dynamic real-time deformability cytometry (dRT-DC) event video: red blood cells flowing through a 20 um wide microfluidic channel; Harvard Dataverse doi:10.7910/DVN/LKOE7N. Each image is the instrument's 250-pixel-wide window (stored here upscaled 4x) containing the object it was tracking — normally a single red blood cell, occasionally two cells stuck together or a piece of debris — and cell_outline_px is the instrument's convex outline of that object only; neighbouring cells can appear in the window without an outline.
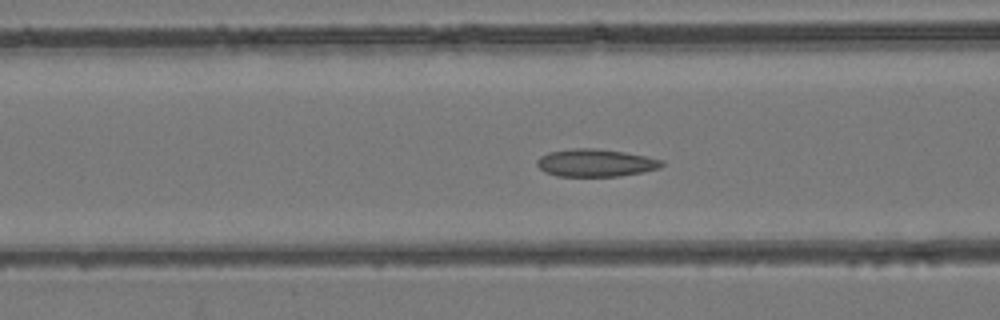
{"species": "common noctule bat (a hibernating species)", "species_latin": "Nyctalus noctula", "temperature_condition": "room temperature", "stored_images_in_passage": 49, "camera_frame_rate_fps": 3000, "um_per_image_px": 0.085, "animal": {"sex": "female", "body_mass_g": 24.6, "forearm_length_mm": 56.2}, "frame": {"image": 1, "passage_image": 19, "time_ms": 6.0, "image_size_px": [1000, 320], "cell_outline_px": [[664, 164], [660, 168], [620, 176], [556, 176], [544, 172], [536, 164], [536, 160], [540, 156], [548, 152], [576, 148], [592, 148], [624, 152], [664, 160]], "centroid_in_image_um": [50.59, 13.84], "position_along_channel_um": 116.0, "area_um2": 20.0}}
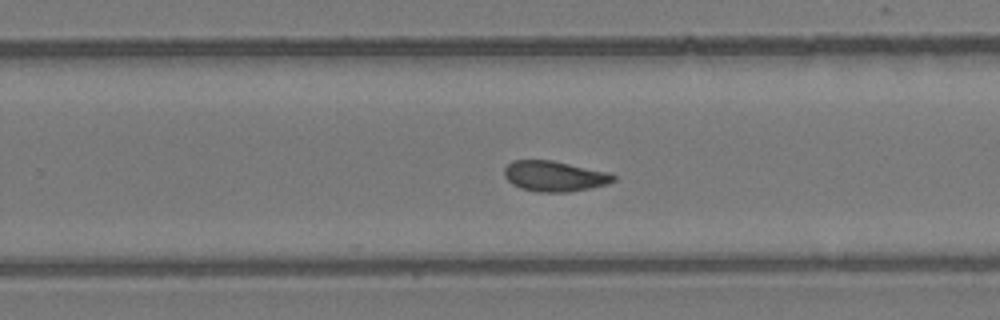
{"frame": {"image": 2, "passage_image": 31, "time_ms": 10.0, "image_size_px": [1000, 320], "cell_outline_px": [[616, 180], [604, 184], [588, 188], [568, 192], [536, 192], [520, 188], [512, 184], [504, 176], [504, 168], [512, 160], [552, 160], [608, 172], [616, 176]], "centroid_in_image_um": [47.09, 14.97], "position_along_channel_um": 282.7, "area_um2": 19.31}}
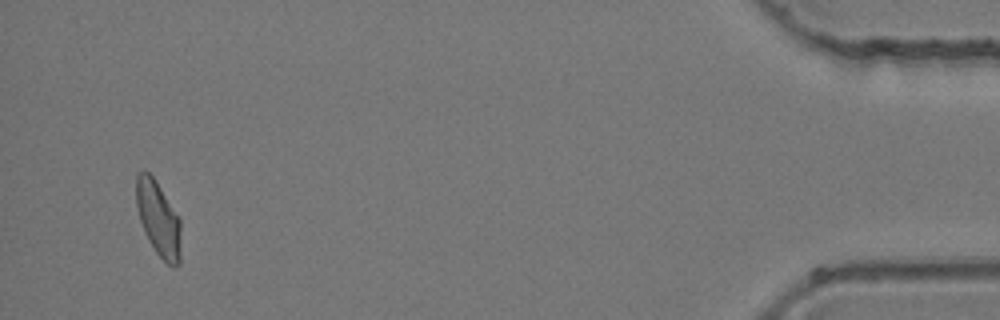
{"frame": {"image": 3, "passage_image": 47, "time_ms": 15.333, "image_size_px": [1000, 320], "cell_outline_px": [[180, 264], [176, 268], [172, 268], [156, 252], [148, 240], [144, 232], [136, 208], [136, 176], [144, 168], [152, 176], [160, 188], [180, 220]], "centroid_in_image_um": [13.44, 18.62], "position_along_channel_um": 421.8, "area_um2": 19.36}}